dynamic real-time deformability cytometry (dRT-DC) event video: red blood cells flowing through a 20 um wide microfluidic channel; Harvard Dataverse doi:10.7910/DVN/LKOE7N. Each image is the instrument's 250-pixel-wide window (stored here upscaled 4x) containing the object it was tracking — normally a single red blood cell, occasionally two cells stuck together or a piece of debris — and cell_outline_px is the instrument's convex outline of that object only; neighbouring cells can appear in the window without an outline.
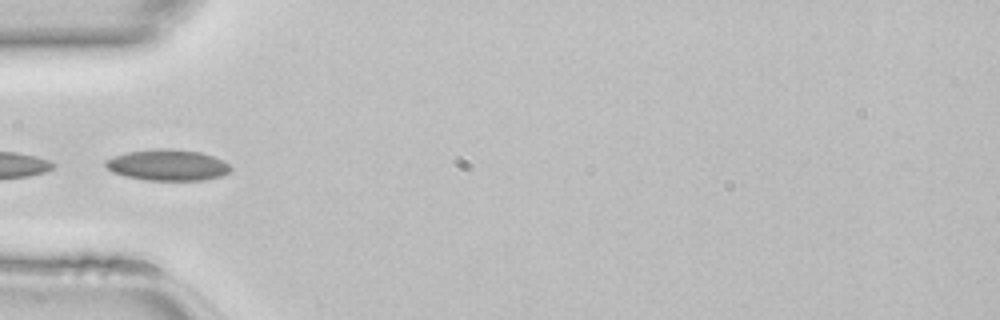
{"species": "common noctule bat (a hibernating species)", "species_latin": "Nyctalus noctula", "temperature_condition": "room temperature", "stored_images_in_passage": 18, "camera_frame_rate_fps": 3000, "um_per_image_px": 0.085, "animal": {"sex": "female", "body_mass_g": 22.7, "forearm_length_mm": 54.2}, "frame": {"image": 1, "passage_image": 1, "time_ms": 0.0, "image_size_px": [1000, 320], "cell_outline_px": [[232, 168], [228, 172], [220, 176], [204, 180], [144, 180], [124, 176], [112, 172], [104, 164], [104, 160], [112, 156], [128, 152], [164, 148], [200, 152], [212, 156], [228, 164]], "centroid_in_image_um": [14.2, 14.04], "position_along_channel_um": 70.8, "area_um2": 22.48}}